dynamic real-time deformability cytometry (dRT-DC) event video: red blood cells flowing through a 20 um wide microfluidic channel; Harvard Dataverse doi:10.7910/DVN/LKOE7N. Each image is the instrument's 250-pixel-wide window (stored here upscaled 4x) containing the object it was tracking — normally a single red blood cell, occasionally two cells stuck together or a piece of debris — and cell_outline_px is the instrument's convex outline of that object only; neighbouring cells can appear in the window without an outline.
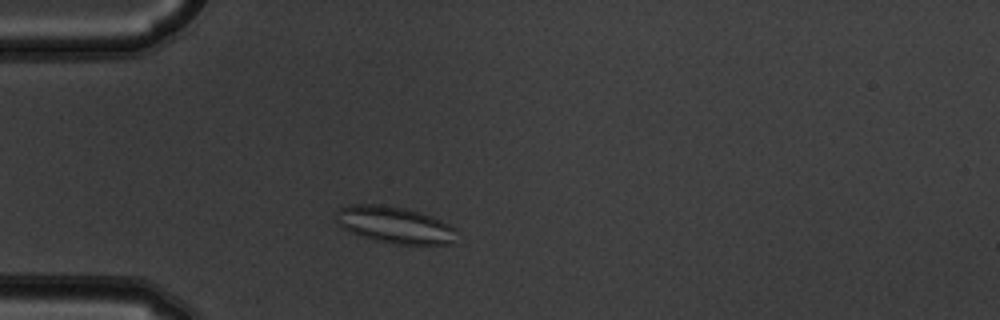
{"species": "common noctule bat (a hibernating species)", "species_latin": "Nyctalus noctula", "temperature_condition": "warm", "stored_images_in_passage": 5, "camera_frame_rate_fps": 3000, "um_per_image_px": 0.085, "animal": {"sex": "male", "body_mass_g": 19.5, "forearm_length_mm": 54.6}, "frame": {"image": 1, "passage_image": 3, "time_ms": 0.667, "image_size_px": [1000, 320], "cell_outline_px": [[456, 244], [396, 244], [372, 240], [360, 236], [340, 228], [336, 220], [336, 212], [340, 208], [348, 204], [380, 204], [404, 208], [420, 212], [432, 216], [456, 228]], "centroid_in_image_um": [33.53, 19.12], "position_along_channel_um": 51.5, "area_um2": 26.18}}
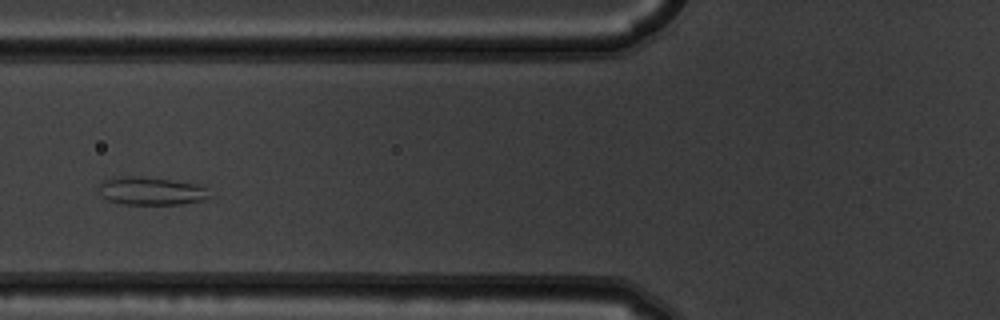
{"frame": {"image": 2, "passage_image": 5, "time_ms": 1.333, "image_size_px": [1000, 320], "cell_outline_px": [[212, 196], [204, 200], [180, 204], [120, 204], [108, 200], [100, 196], [100, 184], [104, 180], [120, 176], [140, 176], [204, 184]], "centroid_in_image_um": [12.9, 16.23], "position_along_channel_um": 112.9, "area_um2": 18.38}}